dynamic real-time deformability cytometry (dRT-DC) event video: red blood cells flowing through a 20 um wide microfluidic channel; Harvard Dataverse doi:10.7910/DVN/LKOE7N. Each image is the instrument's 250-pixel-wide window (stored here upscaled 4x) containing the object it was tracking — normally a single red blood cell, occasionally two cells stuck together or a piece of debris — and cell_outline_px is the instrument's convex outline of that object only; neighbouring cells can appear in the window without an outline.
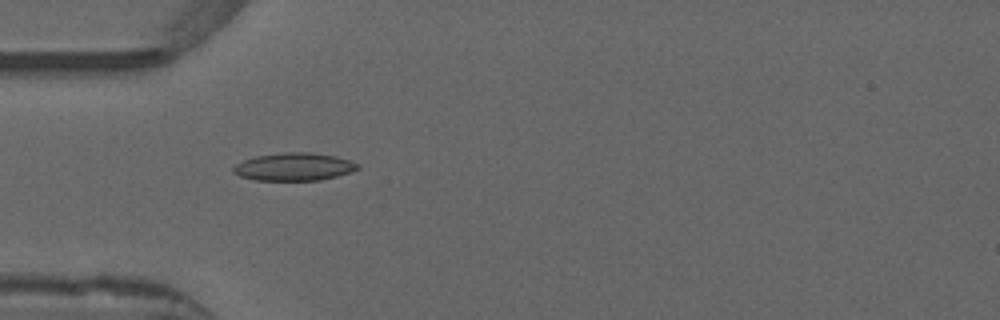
{"species": "common noctule bat (a hibernating species)", "species_latin": "Nyctalus noctula", "temperature_condition": "warm", "stored_images_in_passage": 38, "camera_frame_rate_fps": 3000, "um_per_image_px": 0.085, "animal": {"sex": "male", "forearm_length_mm": 52.5}, "frame": {"image": 1, "passage_image": 1, "time_ms": 0.0, "image_size_px": [1000, 320], "cell_outline_px": [[360, 168], [336, 176], [320, 180], [256, 180], [240, 176], [232, 172], [232, 168], [236, 164], [244, 160], [256, 156], [284, 152], [312, 152], [336, 156], [360, 164]], "centroid_in_image_um": [24.98, 14.17], "position_along_channel_um": 60.0, "area_um2": 20.06}}
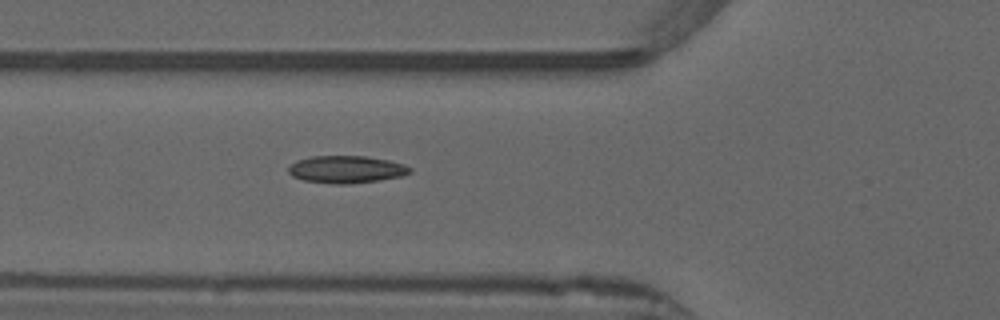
{"frame": {"image": 2, "passage_image": 4, "time_ms": 1.0, "image_size_px": [1000, 320], "cell_outline_px": [[412, 172], [400, 176], [376, 180], [348, 184], [336, 184], [304, 180], [292, 176], [288, 172], [288, 168], [296, 160], [312, 156], [368, 156], [388, 160], [404, 164], [412, 168]], "centroid_in_image_um": [29.43, 14.39], "position_along_channel_um": 96.4, "area_um2": 19.25}}
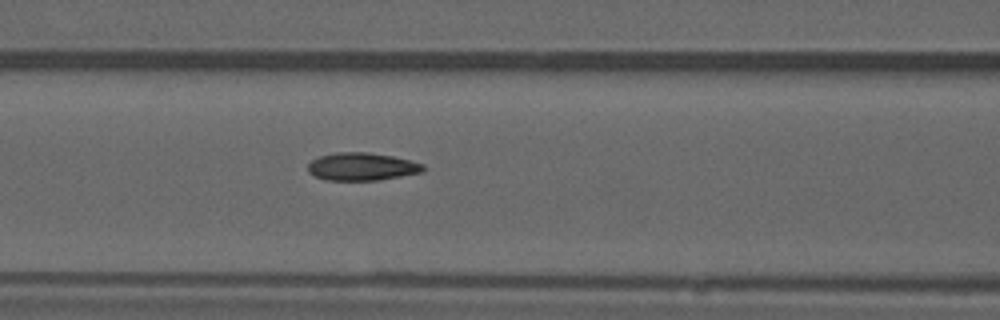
{"frame": {"image": 3, "passage_image": 7, "time_ms": 2.0, "image_size_px": [1000, 320], "cell_outline_px": [[424, 172], [380, 180], [324, 180], [308, 172], [308, 164], [312, 160], [320, 156], [336, 152], [368, 152], [392, 156], [424, 164]], "centroid_in_image_um": [30.76, 14.16], "position_along_channel_um": 135.8, "area_um2": 18.67}, "authors_computed_cell_mechanics": {"area_um2": 18.0914, "velocity_mm_per_s": 3.8951, "shape_relaxation_time_tau1_ms": null, "shape_relaxation_time_tau2_ms": 2.1134, "deformation_change_tau1": null, "deformation_change_tau2": 0.074}}